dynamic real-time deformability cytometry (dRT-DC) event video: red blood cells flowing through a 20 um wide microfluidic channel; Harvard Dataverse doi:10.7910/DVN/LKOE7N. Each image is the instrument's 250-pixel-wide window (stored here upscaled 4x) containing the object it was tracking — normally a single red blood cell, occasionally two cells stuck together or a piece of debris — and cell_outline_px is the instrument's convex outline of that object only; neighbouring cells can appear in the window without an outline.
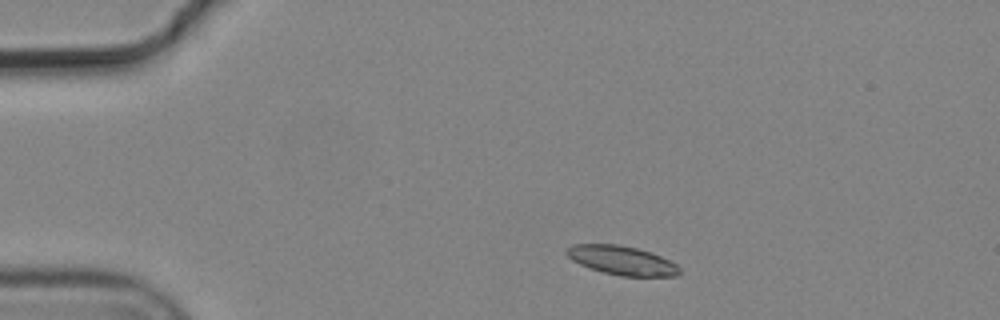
{"species": "common noctule bat (a hibernating species)", "species_latin": "Nyctalus noctula", "temperature_condition": "cold", "stored_images_in_passage": 4, "camera_frame_rate_fps": 3000, "um_per_image_px": 0.085, "animal": {"sex": "male", "body_mass_g": 19.2, "forearm_length_mm": 51.8}, "frame": {"image": 1, "passage_image": 2, "time_ms": 0.333, "image_size_px": [1000, 320], "cell_outline_px": [[680, 272], [676, 276], [620, 276], [604, 272], [580, 264], [572, 260], [568, 256], [568, 248], [572, 244], [620, 244], [652, 252], [676, 264], [680, 268]], "centroid_in_image_um": [52.89, 22.13], "position_along_channel_um": 32.1, "area_um2": 18.84}}
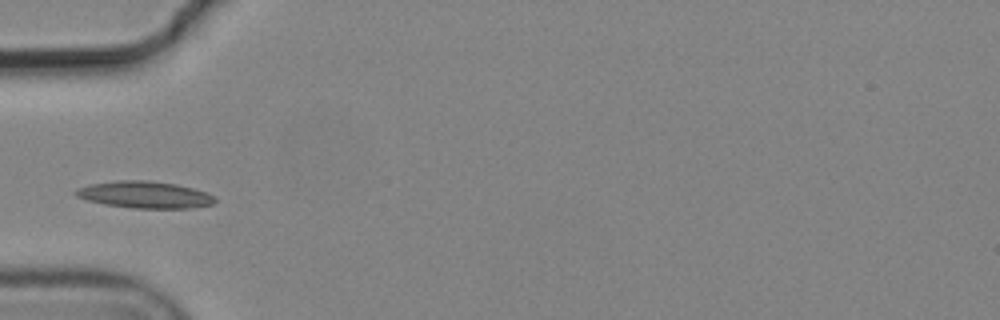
{"frame": {"image": 2, "passage_image": 4, "time_ms": 1.0, "image_size_px": [1000, 320], "cell_outline_px": [[216, 200], [212, 204], [188, 208], [132, 208], [104, 204], [88, 200], [76, 196], [72, 192], [76, 188], [88, 184], [116, 180], [148, 180], [176, 184], [192, 188], [204, 192], [212, 196]], "centroid_in_image_um": [12.22, 16.54], "position_along_channel_um": 72.8, "area_um2": 21.73}}